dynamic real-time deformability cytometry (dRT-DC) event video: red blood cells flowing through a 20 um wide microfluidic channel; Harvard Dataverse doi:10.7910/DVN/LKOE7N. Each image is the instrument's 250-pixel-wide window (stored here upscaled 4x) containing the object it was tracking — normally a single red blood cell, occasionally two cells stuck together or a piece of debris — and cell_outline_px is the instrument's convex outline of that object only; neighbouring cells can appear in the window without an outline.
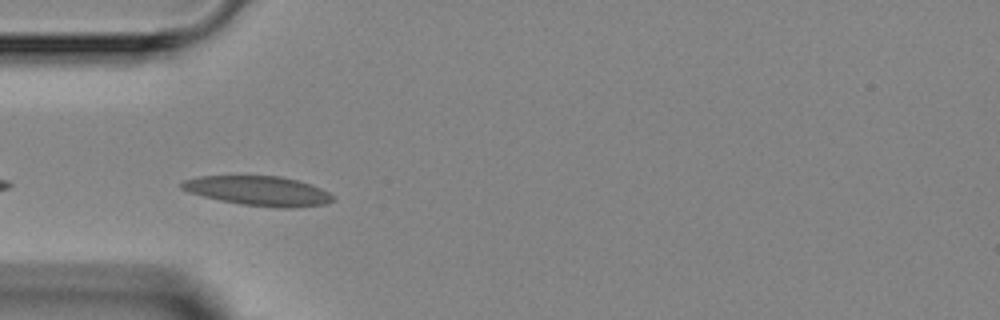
{"species": "Egyptian fruit bat (a non-hibernating species)", "species_latin": "Rousettus aegyptiacus", "temperature_condition": "room temperature", "stored_images_in_passage": 5, "camera_frame_rate_fps": 3000, "um_per_image_px": 0.085, "animal": {"sex": "female"}, "frame": {"image": 1, "passage_image": 4, "time_ms": 3.333, "image_size_px": [1000, 320], "cell_outline_px": [[336, 200], [324, 204], [292, 208], [276, 208], [240, 204], [220, 200], [188, 192], [180, 188], [180, 184], [184, 180], [200, 176], [280, 176], [312, 184], [336, 196]], "centroid_in_image_um": [22.0, 16.23], "position_along_channel_um": 63.0, "area_um2": 26.13}}
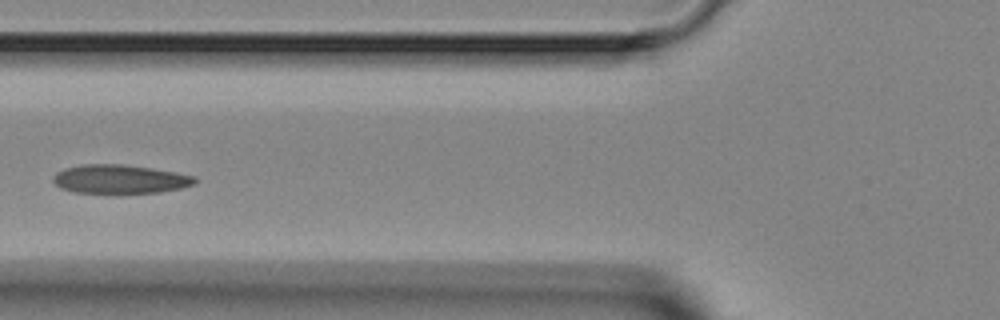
{"frame": {"image": 2, "passage_image": 5, "time_ms": 4.667, "image_size_px": [1000, 320], "cell_outline_px": [[196, 184], [180, 188], [160, 192], [116, 196], [112, 196], [72, 192], [60, 188], [52, 180], [52, 176], [56, 172], [64, 168], [84, 164], [120, 164], [152, 168], [192, 176], [196, 180]], "centroid_in_image_um": [10.11, 15.28], "position_along_channel_um": 115.7, "area_um2": 24.74}}